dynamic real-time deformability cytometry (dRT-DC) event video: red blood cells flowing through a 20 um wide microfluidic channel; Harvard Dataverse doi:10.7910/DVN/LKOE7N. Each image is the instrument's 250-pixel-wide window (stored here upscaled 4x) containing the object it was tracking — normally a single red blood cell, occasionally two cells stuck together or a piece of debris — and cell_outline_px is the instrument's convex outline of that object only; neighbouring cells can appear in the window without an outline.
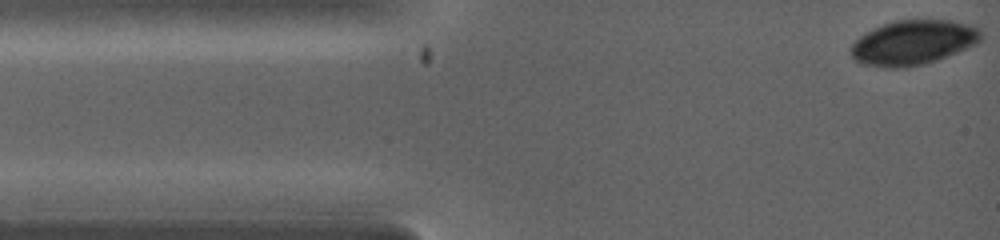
{"species": "common noctule bat (a hibernating species)", "species_latin": "Nyctalus noctula", "temperature_condition": "warm", "stored_images_in_passage": 3, "camera_frame_rate_fps": 5000, "um_per_image_px": 0.085, "animal": {"sex": "female", "body_mass_g": 19.0, "forearm_length_mm": 53.3}, "frame": {"image": 1, "passage_image": 1, "time_ms": 0.0, "image_size_px": [1000, 240], "cell_outline_px": [[984, 36], [976, 44], [956, 52], [920, 64], [892, 68], [868, 64], [856, 60], [852, 56], [852, 44], [864, 32], [872, 28], [896, 20], [952, 20], [968, 24], [980, 28]], "centroid_in_image_um": [77.65, 3.57], "position_along_channel_um": 7.4, "area_um2": 33.18}}